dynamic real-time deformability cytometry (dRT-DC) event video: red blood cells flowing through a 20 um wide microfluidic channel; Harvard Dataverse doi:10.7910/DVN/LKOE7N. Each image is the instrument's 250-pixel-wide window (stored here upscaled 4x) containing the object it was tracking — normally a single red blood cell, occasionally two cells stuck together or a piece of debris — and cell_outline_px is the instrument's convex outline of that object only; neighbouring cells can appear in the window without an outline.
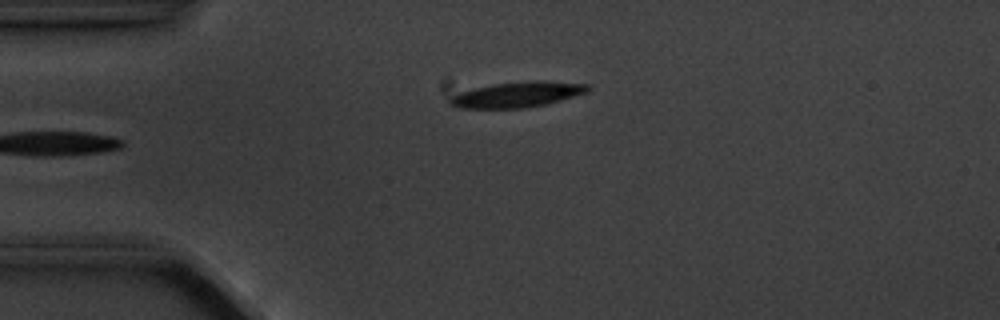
{"species": "common noctule bat (a hibernating species)", "species_latin": "Nyctalus noctula", "temperature_condition": "cold", "stored_images_in_passage": 2, "camera_frame_rate_fps": 3000, "um_per_image_px": 0.085, "animal": {"sex": "male", "body_mass_g": 20.1, "forearm_length_mm": 53.5}, "frame": {"image": 1, "passage_image": 2, "time_ms": 1.0, "image_size_px": [1000, 320], "cell_outline_px": [[592, 88], [588, 92], [548, 104], [524, 108], [456, 108], [448, 104], [448, 100], [452, 96], [460, 92], [492, 84], [532, 80], [544, 80], [588, 84]], "centroid_in_image_um": [44.0, 8.03], "position_along_channel_um": 41.0, "area_um2": 20.69}}